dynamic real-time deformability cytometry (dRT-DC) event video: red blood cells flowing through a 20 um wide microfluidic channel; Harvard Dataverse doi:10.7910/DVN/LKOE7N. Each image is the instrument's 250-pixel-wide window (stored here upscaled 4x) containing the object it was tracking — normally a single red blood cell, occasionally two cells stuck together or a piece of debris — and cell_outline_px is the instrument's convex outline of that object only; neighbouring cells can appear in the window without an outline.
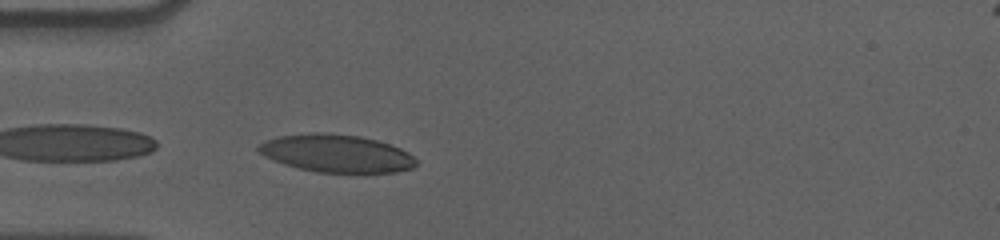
{"species": "human", "species_latin": "Homo sapiens", "temperature_condition": "cold", "stored_images_in_passage": 35, "camera_frame_rate_fps": 3000, "um_per_image_px": 0.085, "donor": {"sex": "male"}, "frame": {"image": 1, "passage_image": 1, "time_ms": 0.0, "image_size_px": [1000, 240], "cell_outline_px": [[416, 164], [412, 168], [396, 172], [316, 172], [284, 164], [264, 156], [256, 148], [260, 144], [268, 140], [280, 136], [316, 132], [332, 132], [360, 136], [376, 140], [400, 148], [408, 152], [416, 160]], "centroid_in_image_um": [28.61, 13.03], "position_along_channel_um": 56.4, "area_um2": 34.39}}
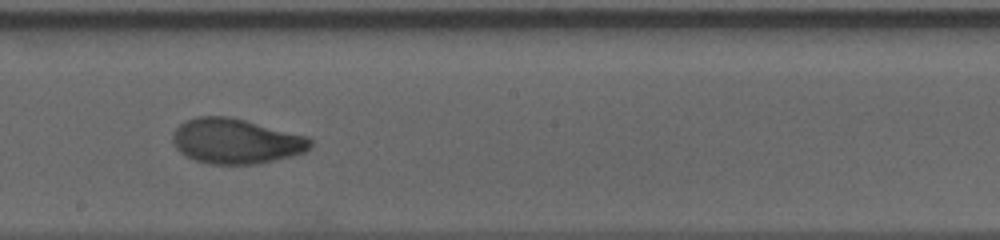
{"frame": {"image": 2, "passage_image": 16, "time_ms": 5.0, "image_size_px": [1000, 240], "cell_outline_px": [[312, 144], [304, 152], [292, 156], [256, 164], [208, 164], [192, 160], [180, 152], [176, 148], [172, 140], [172, 136], [176, 128], [184, 120], [196, 116], [228, 116], [308, 136], [312, 140]], "centroid_in_image_um": [20.02, 12.0], "position_along_channel_um": 228.2, "area_um2": 36.3}}
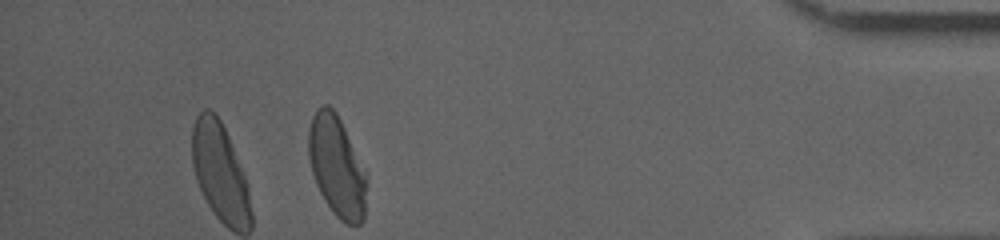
{"frame": {"image": 3, "passage_image": 35, "time_ms": 11.333, "image_size_px": [1000, 240], "cell_outline_px": [[364, 220], [360, 224], [344, 224], [332, 212], [324, 200], [316, 184], [312, 172], [308, 156], [308, 132], [312, 116], [316, 108], [324, 104], [328, 104], [336, 112], [344, 128], [364, 176]], "centroid_in_image_um": [28.55, 14.14], "position_along_channel_um": 406.7, "area_um2": 33.0}, "authors_computed_cell_mechanics": {"area_um2": 35.4314, "velocity_mm_per_s": 3.572, "shape_relaxation_time_tau1_ms": 5.1307, "shape_relaxation_time_tau2_ms": 1.1541, "deformation_change_tau1": 0.1813, "deformation_change_tau2": 0.0559}}